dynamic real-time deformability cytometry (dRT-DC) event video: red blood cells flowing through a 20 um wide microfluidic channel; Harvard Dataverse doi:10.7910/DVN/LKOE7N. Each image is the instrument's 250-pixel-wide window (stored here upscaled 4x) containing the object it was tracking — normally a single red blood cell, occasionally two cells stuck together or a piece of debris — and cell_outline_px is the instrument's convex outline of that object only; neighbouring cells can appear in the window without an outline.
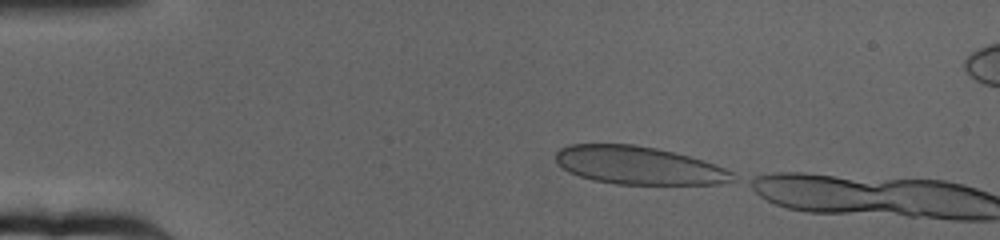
{"species": "human", "species_latin": "Homo sapiens", "temperature_condition": "cold", "stored_images_in_passage": 10, "camera_frame_rate_fps": 3000, "um_per_image_px": 0.085, "donor": {"sex": "female"}, "frame": {"image": 1, "passage_image": 1, "time_ms": 0.0, "image_size_px": [1000, 240], "cell_outline_px": [[736, 180], [720, 184], [616, 184], [592, 180], [568, 172], [556, 160], [556, 152], [560, 148], [568, 144], [632, 144], [656, 148], [688, 156], [724, 168], [732, 172]], "centroid_in_image_um": [54.25, 14.06], "position_along_channel_um": 30.7, "area_um2": 38.9}}